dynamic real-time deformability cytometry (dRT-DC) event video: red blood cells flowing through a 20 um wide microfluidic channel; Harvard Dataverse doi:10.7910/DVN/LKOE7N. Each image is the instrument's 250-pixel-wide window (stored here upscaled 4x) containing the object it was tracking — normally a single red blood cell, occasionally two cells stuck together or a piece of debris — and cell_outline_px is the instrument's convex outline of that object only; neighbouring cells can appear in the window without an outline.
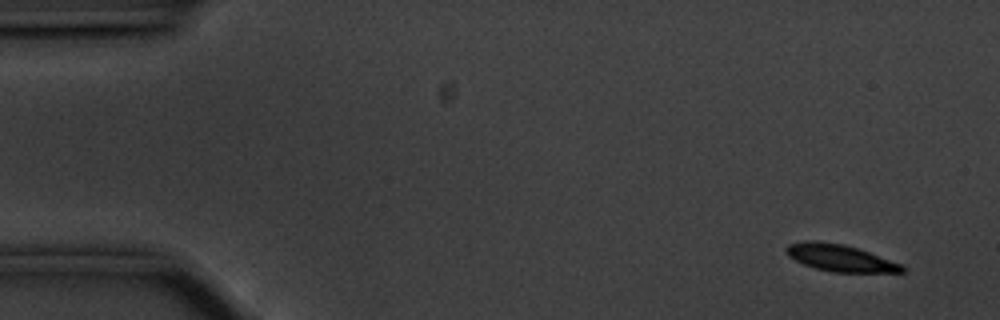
{"species": "common noctule bat (a hibernating species)", "species_latin": "Nyctalus noctula", "temperature_condition": "cold", "stored_images_in_passage": 55, "camera_frame_rate_fps": 3000, "um_per_image_px": 0.085, "animal": {"sex": "male", "body_mass_g": 20.1, "forearm_length_mm": 53.5}, "frame": {"image": 1, "passage_image": 2, "time_ms": 0.333, "image_size_px": [1000, 320], "cell_outline_px": [[904, 272], [832, 272], [816, 268], [804, 264], [788, 256], [784, 252], [784, 248], [788, 244], [804, 240], [816, 240], [844, 244], [904, 264]], "centroid_in_image_um": [71.37, 21.91], "position_along_channel_um": 13.6, "area_um2": 18.21}}
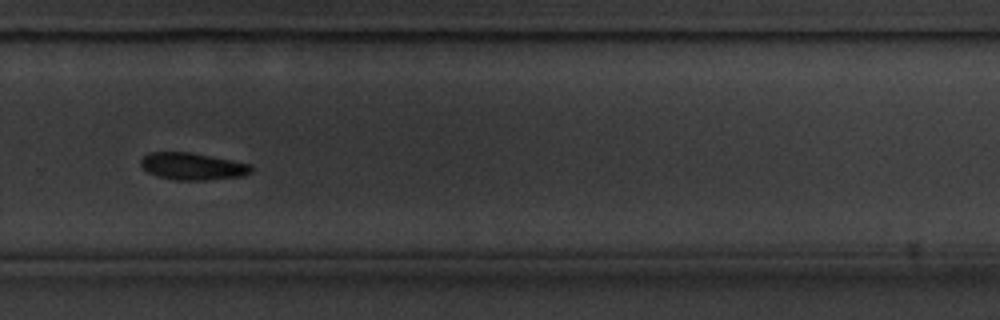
{"frame": {"image": 2, "passage_image": 37, "time_ms": 12.0, "image_size_px": [1000, 320], "cell_outline_px": [[252, 172], [240, 176], [204, 180], [176, 180], [156, 176], [148, 172], [140, 164], [140, 160], [148, 152], [188, 152], [252, 164]], "centroid_in_image_um": [16.34, 14.14], "position_along_channel_um": 313.5, "area_um2": 17.28}}
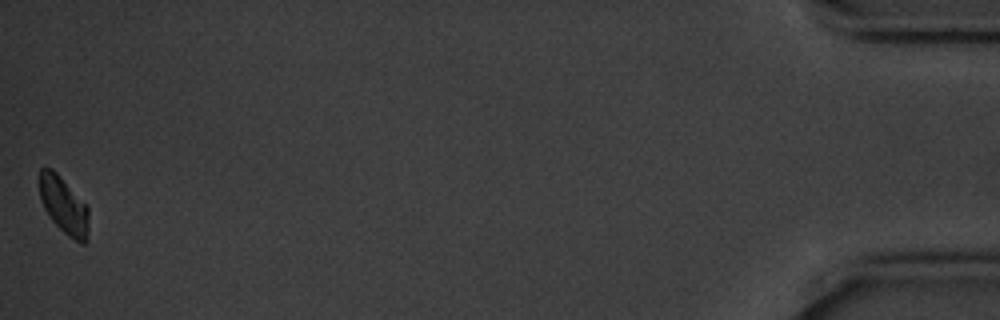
{"frame": {"image": 3, "passage_image": 55, "time_ms": 18.0, "image_size_px": [1000, 320], "cell_outline_px": [[88, 240], [84, 244], [80, 244], [68, 236], [52, 220], [44, 208], [40, 200], [40, 168], [52, 168], [56, 172], [88, 208]], "centroid_in_image_um": [5.42, 17.5], "position_along_channel_um": 429.8, "area_um2": 16.07}}